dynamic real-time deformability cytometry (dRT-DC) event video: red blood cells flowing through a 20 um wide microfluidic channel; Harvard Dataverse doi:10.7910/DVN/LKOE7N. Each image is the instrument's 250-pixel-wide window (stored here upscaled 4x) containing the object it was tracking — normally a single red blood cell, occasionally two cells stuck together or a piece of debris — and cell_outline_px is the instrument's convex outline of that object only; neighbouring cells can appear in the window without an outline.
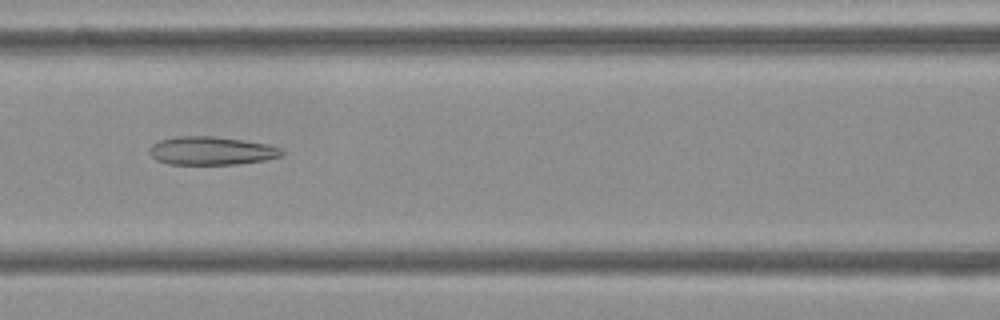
{"species": "Egyptian fruit bat (a non-hibernating species)", "species_latin": "Rousettus aegyptiacus", "temperature_condition": "cold", "stored_images_in_passage": 53, "camera_frame_rate_fps": 3000, "um_per_image_px": 0.085, "frame": {"image": 1, "passage_image": 23, "time_ms": 7.333, "image_size_px": [1000, 320], "cell_outline_px": [[284, 152], [280, 156], [264, 160], [236, 164], [168, 164], [156, 160], [148, 152], [148, 148], [152, 144], [160, 140], [176, 136], [216, 136], [244, 140], [268, 144], [280, 148]], "centroid_in_image_um": [17.93, 12.81], "position_along_channel_um": 148.7, "area_um2": 21.91}}
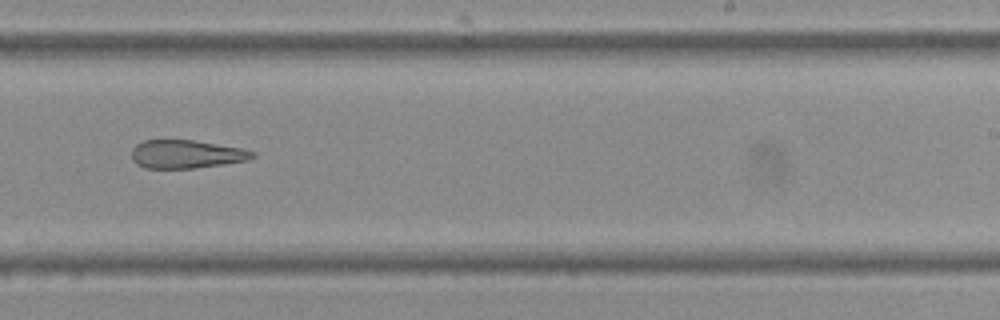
{"frame": {"image": 2, "passage_image": 33, "time_ms": 10.667, "image_size_px": [1000, 320], "cell_outline_px": [[256, 156], [248, 160], [192, 168], [144, 168], [136, 164], [132, 160], [132, 148], [136, 144], [144, 140], [192, 140], [244, 148], [256, 152]], "centroid_in_image_um": [15.83, 13.1], "position_along_channel_um": 273.2, "area_um2": 19.94}}
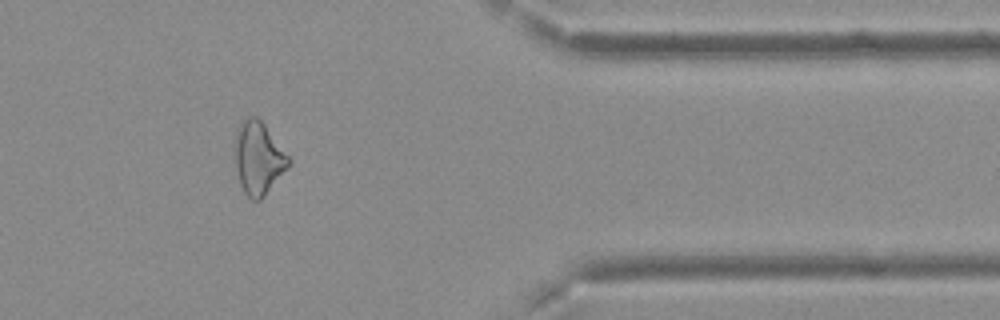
{"frame": {"image": 3, "passage_image": 44, "time_ms": 14.333, "image_size_px": [1000, 320], "cell_outline_px": [[292, 160], [288, 168], [260, 200], [252, 200], [244, 192], [240, 184], [232, 156], [236, 128], [248, 116], [256, 116], [264, 124]], "centroid_in_image_um": [21.92, 13.42], "position_along_channel_um": 389.5, "area_um2": 23.06}, "authors_computed_cell_mechanics": {"area_um2": 23.409, "velocity_mm_per_s": 3.7467, "shape_relaxation_time_tau1_ms": null, "shape_relaxation_time_tau2_ms": 5.5078, "deformation_change_tau1": null, "deformation_change_tau2": 0.1792}}